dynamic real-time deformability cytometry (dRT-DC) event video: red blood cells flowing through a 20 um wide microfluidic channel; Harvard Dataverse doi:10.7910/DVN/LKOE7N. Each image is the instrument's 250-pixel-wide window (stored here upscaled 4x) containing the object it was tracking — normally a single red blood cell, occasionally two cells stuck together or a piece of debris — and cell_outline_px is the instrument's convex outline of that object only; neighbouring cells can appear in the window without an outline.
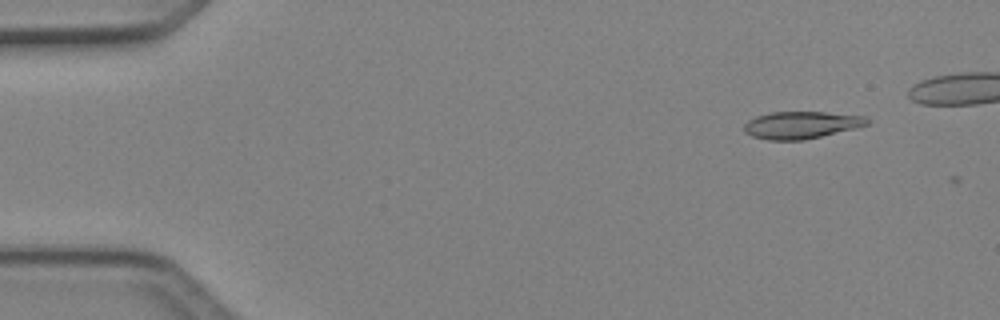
{"species": "Egyptian fruit bat (a non-hibernating species)", "species_latin": "Rousettus aegyptiacus", "temperature_condition": "cold", "stored_images_in_passage": 4, "camera_frame_rate_fps": 3000, "um_per_image_px": 0.085, "animal": {"sex": "female"}, "frame": {"image": 1, "passage_image": 1, "time_ms": 0.0, "image_size_px": [1000, 320], "cell_outline_px": [[872, 120], [868, 124], [856, 128], [804, 140], [768, 140], [752, 136], [744, 132], [744, 124], [748, 120], [756, 116], [772, 112], [824, 112], [864, 116]], "centroid_in_image_um": [68.11, 10.62], "position_along_channel_um": 16.9, "area_um2": 19.54}}